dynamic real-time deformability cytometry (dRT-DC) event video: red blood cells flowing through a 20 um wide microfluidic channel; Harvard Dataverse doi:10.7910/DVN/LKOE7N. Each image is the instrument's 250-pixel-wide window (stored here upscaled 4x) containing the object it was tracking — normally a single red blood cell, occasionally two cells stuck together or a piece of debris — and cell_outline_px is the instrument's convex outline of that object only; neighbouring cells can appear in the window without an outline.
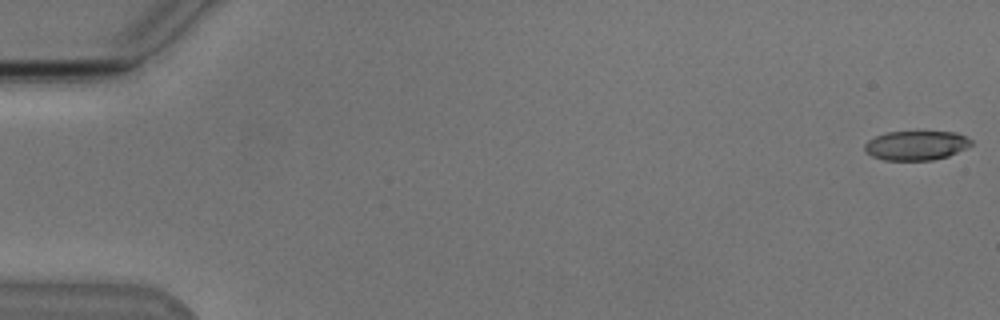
{"species": "Egyptian fruit bat (a non-hibernating species)", "species_latin": "Rousettus aegyptiacus", "temperature_condition": "cold", "stored_images_in_passage": 2, "camera_frame_rate_fps": 3000, "um_per_image_px": 0.085, "animal": {"sex": "male"}, "frame": {"image": 1, "passage_image": 1, "time_ms": 0.0, "image_size_px": [1000, 320], "cell_outline_px": [[972, 144], [948, 156], [932, 160], [884, 160], [872, 156], [864, 148], [864, 144], [868, 140], [876, 136], [888, 132], [956, 132], [972, 140]], "centroid_in_image_um": [77.86, 12.36], "position_along_channel_um": 7.1, "area_um2": 17.98}}